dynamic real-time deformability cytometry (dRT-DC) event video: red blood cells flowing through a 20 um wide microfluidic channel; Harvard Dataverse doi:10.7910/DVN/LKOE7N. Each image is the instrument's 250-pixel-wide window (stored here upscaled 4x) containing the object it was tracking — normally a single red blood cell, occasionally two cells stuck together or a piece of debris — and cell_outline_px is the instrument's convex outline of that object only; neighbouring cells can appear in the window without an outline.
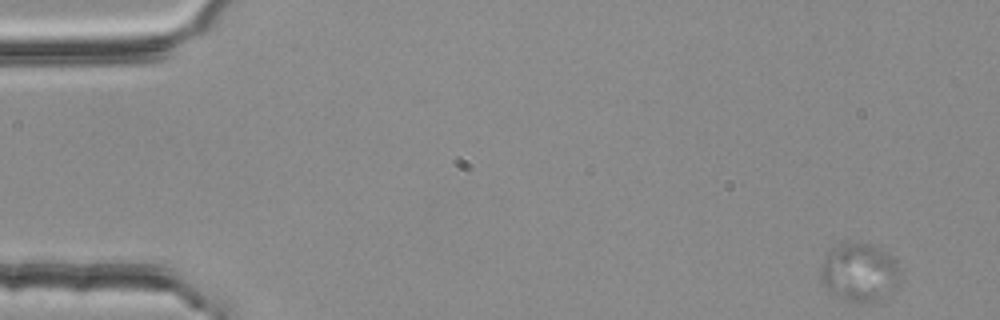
{"species": "common noctule bat (a hibernating species)", "species_latin": "Nyctalus noctula", "temperature_condition": "room temperature", "stored_images_in_passage": 54, "camera_frame_rate_fps": 3000, "um_per_image_px": 0.085, "animal": {"sex": "female", "body_mass_g": 25.1}, "frame": {"image": 1, "passage_image": 1, "time_ms": 0.0, "image_size_px": [1000, 320], "cell_outline_px": [[904, 280], [884, 300], [868, 304], [860, 304], [844, 300], [828, 292], [820, 280], [820, 268], [828, 252], [840, 240], [872, 244], [880, 248], [892, 256], [904, 276]], "centroid_in_image_um": [73.1, 23.18], "position_along_channel_um": 11.9, "area_um2": 28.61}}
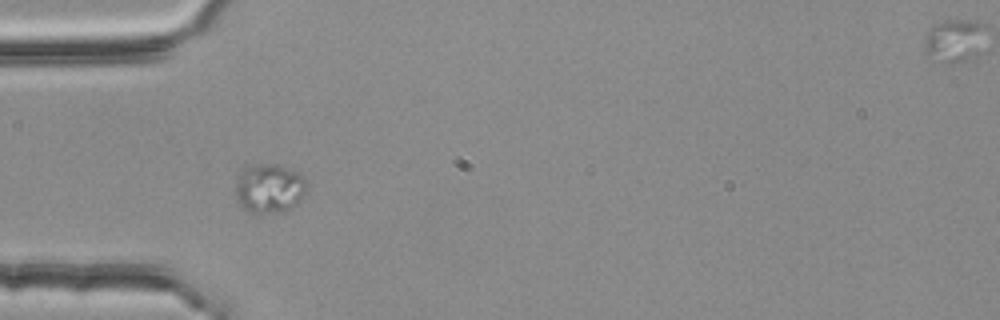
{"frame": {"image": 2, "passage_image": 16, "time_ms": 5.0, "image_size_px": [1000, 320], "cell_outline_px": [[304, 192], [300, 200], [292, 208], [284, 212], [248, 212], [240, 204], [236, 196], [236, 176], [248, 164], [276, 164], [296, 172], [304, 180]], "centroid_in_image_um": [22.83, 16.0], "position_along_channel_um": 62.2, "area_um2": 20.17}}
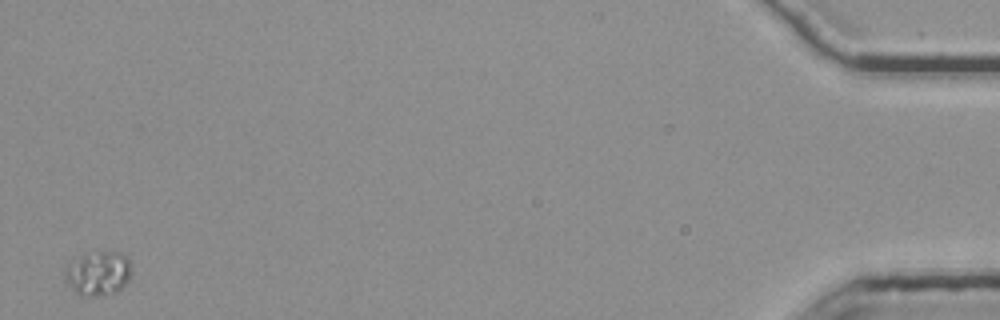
{"frame": {"image": 3, "passage_image": 54, "time_ms": 17.667, "image_size_px": [1000, 320], "cell_outline_px": [[132, 272], [128, 280], [116, 292], [104, 296], [80, 296], [68, 284], [64, 276], [64, 268], [68, 264], [84, 256], [96, 252], [120, 252], [128, 256], [132, 264]], "centroid_in_image_um": [8.39, 23.25], "position_along_channel_um": 426.8, "area_um2": 17.17}}